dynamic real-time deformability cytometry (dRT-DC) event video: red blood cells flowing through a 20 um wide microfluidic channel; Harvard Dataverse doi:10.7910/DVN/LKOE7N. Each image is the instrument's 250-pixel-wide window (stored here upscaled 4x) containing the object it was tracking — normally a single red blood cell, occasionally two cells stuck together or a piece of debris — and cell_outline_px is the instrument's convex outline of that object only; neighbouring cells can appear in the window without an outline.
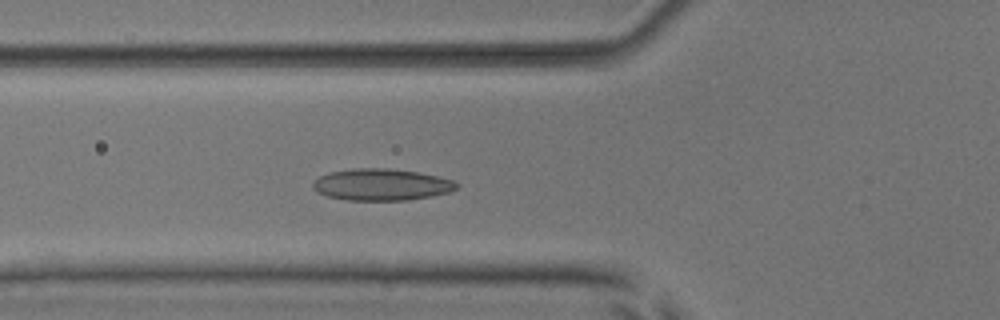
{"species": "common noctule bat (a hibernating species)", "species_latin": "Nyctalus noctula", "temperature_condition": "room temperature", "stored_images_in_passage": 32, "camera_frame_rate_fps": 3000, "um_per_image_px": 0.085, "animal": {"sex": "male", "body_mass_g": 17.9, "forearm_length_mm": 54.2}, "frame": {"image": 1, "passage_image": 5, "time_ms": 1.333, "image_size_px": [1000, 320], "cell_outline_px": [[460, 184], [456, 188], [448, 192], [432, 196], [408, 200], [348, 200], [328, 196], [316, 192], [312, 188], [312, 180], [328, 172], [352, 168], [388, 168], [416, 172], [436, 176], [452, 180]], "centroid_in_image_um": [32.37, 15.69], "position_along_channel_um": 93.4, "area_um2": 26.59}}
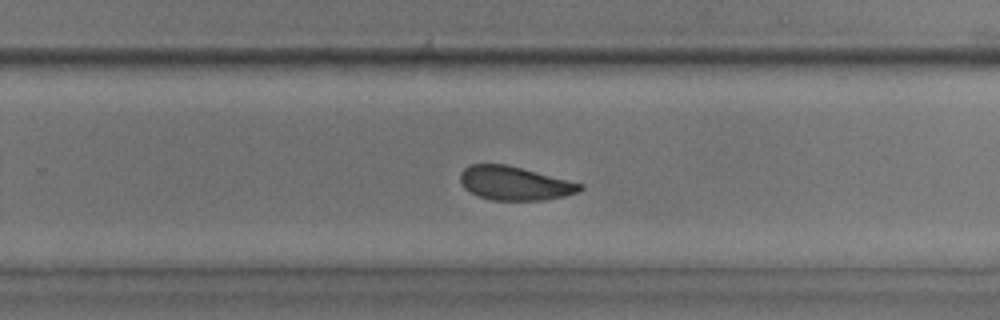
{"frame": {"image": 2, "passage_image": 20, "time_ms": 6.333, "image_size_px": [1000, 320], "cell_outline_px": [[584, 188], [576, 192], [564, 196], [544, 200], [492, 200], [480, 196], [464, 188], [460, 180], [460, 172], [468, 164], [504, 164], [584, 184]], "centroid_in_image_um": [43.72, 15.58], "position_along_channel_um": 286.1, "area_um2": 23.29}}
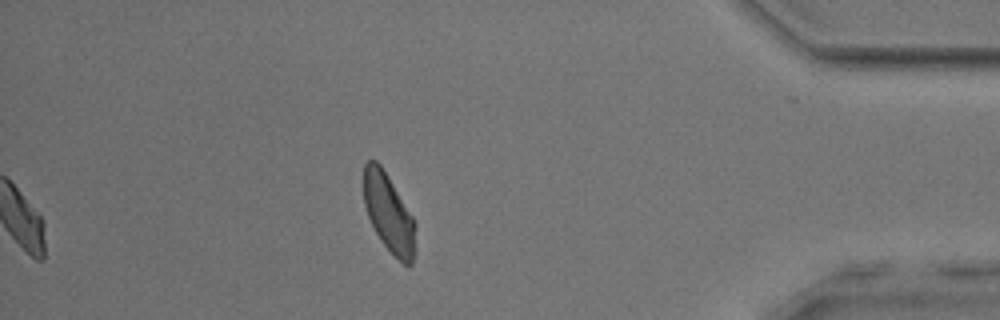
{"frame": {"image": 3, "passage_image": 32, "time_ms": 10.333, "image_size_px": [1000, 320], "cell_outline_px": [[416, 224], [412, 264], [404, 264], [380, 240], [368, 216], [364, 204], [364, 164], [368, 160], [376, 160], [380, 164], [412, 216]], "centroid_in_image_um": [33.02, 18.09], "position_along_channel_um": 402.2, "area_um2": 22.95}, "authors_computed_cell_mechanics": {"area_um2": 23.8425, "velocity_mm_per_s": 3.865, "shape_relaxation_time_tau1_ms": 4.088, "shape_relaxation_time_tau2_ms": 1.7887, "deformation_change_tau1": 0.0937, "deformation_change_tau2": 0.0784}}